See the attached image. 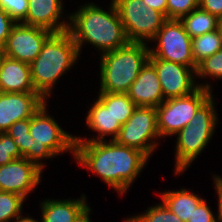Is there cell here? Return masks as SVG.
<instances>
[{"instance_id":"cell-35","label":"cell","mask_w":222,"mask_h":222,"mask_svg":"<svg viewBox=\"0 0 222 222\" xmlns=\"http://www.w3.org/2000/svg\"><path fill=\"white\" fill-rule=\"evenodd\" d=\"M147 6L163 13L167 18V0H143Z\"/></svg>"},{"instance_id":"cell-7","label":"cell","mask_w":222,"mask_h":222,"mask_svg":"<svg viewBox=\"0 0 222 222\" xmlns=\"http://www.w3.org/2000/svg\"><path fill=\"white\" fill-rule=\"evenodd\" d=\"M129 42L151 41L161 29L166 16L147 6L143 0H113Z\"/></svg>"},{"instance_id":"cell-14","label":"cell","mask_w":222,"mask_h":222,"mask_svg":"<svg viewBox=\"0 0 222 222\" xmlns=\"http://www.w3.org/2000/svg\"><path fill=\"white\" fill-rule=\"evenodd\" d=\"M45 102L37 92H0V133L17 121L31 118Z\"/></svg>"},{"instance_id":"cell-9","label":"cell","mask_w":222,"mask_h":222,"mask_svg":"<svg viewBox=\"0 0 222 222\" xmlns=\"http://www.w3.org/2000/svg\"><path fill=\"white\" fill-rule=\"evenodd\" d=\"M150 42H157L154 48L149 46V53L153 57L197 69L192 53V38L179 19H167Z\"/></svg>"},{"instance_id":"cell-29","label":"cell","mask_w":222,"mask_h":222,"mask_svg":"<svg viewBox=\"0 0 222 222\" xmlns=\"http://www.w3.org/2000/svg\"><path fill=\"white\" fill-rule=\"evenodd\" d=\"M22 158L19 148L6 132L0 133V166Z\"/></svg>"},{"instance_id":"cell-23","label":"cell","mask_w":222,"mask_h":222,"mask_svg":"<svg viewBox=\"0 0 222 222\" xmlns=\"http://www.w3.org/2000/svg\"><path fill=\"white\" fill-rule=\"evenodd\" d=\"M25 198L12 192L0 191V222H27L31 219L22 215ZM13 219H15L13 221Z\"/></svg>"},{"instance_id":"cell-10","label":"cell","mask_w":222,"mask_h":222,"mask_svg":"<svg viewBox=\"0 0 222 222\" xmlns=\"http://www.w3.org/2000/svg\"><path fill=\"white\" fill-rule=\"evenodd\" d=\"M158 138L160 139L156 108L137 106L128 121L121 125L115 141L137 149L149 158L159 145Z\"/></svg>"},{"instance_id":"cell-1","label":"cell","mask_w":222,"mask_h":222,"mask_svg":"<svg viewBox=\"0 0 222 222\" xmlns=\"http://www.w3.org/2000/svg\"><path fill=\"white\" fill-rule=\"evenodd\" d=\"M74 159L98 175L109 187L123 196L145 166L148 157L141 151L120 145L115 140L75 141Z\"/></svg>"},{"instance_id":"cell-2","label":"cell","mask_w":222,"mask_h":222,"mask_svg":"<svg viewBox=\"0 0 222 222\" xmlns=\"http://www.w3.org/2000/svg\"><path fill=\"white\" fill-rule=\"evenodd\" d=\"M109 5V10L105 11L95 3H83L69 14L68 32L77 45L79 55L85 43L95 46L102 55L129 42L113 0Z\"/></svg>"},{"instance_id":"cell-6","label":"cell","mask_w":222,"mask_h":222,"mask_svg":"<svg viewBox=\"0 0 222 222\" xmlns=\"http://www.w3.org/2000/svg\"><path fill=\"white\" fill-rule=\"evenodd\" d=\"M47 102L30 118L31 147L22 156L44 169L43 160L70 152L74 157L75 136L61 128L48 114ZM42 160V161H41Z\"/></svg>"},{"instance_id":"cell-38","label":"cell","mask_w":222,"mask_h":222,"mask_svg":"<svg viewBox=\"0 0 222 222\" xmlns=\"http://www.w3.org/2000/svg\"><path fill=\"white\" fill-rule=\"evenodd\" d=\"M218 30L222 36V16L218 18Z\"/></svg>"},{"instance_id":"cell-30","label":"cell","mask_w":222,"mask_h":222,"mask_svg":"<svg viewBox=\"0 0 222 222\" xmlns=\"http://www.w3.org/2000/svg\"><path fill=\"white\" fill-rule=\"evenodd\" d=\"M0 8L16 23H21L27 15L28 0H0Z\"/></svg>"},{"instance_id":"cell-17","label":"cell","mask_w":222,"mask_h":222,"mask_svg":"<svg viewBox=\"0 0 222 222\" xmlns=\"http://www.w3.org/2000/svg\"><path fill=\"white\" fill-rule=\"evenodd\" d=\"M80 199H45L41 204V219L40 222H75L78 220L90 207L87 203V198L84 194ZM34 222H39L31 218Z\"/></svg>"},{"instance_id":"cell-11","label":"cell","mask_w":222,"mask_h":222,"mask_svg":"<svg viewBox=\"0 0 222 222\" xmlns=\"http://www.w3.org/2000/svg\"><path fill=\"white\" fill-rule=\"evenodd\" d=\"M148 61L155 67L165 100L186 96L199 88L212 89L208 81L196 83V69L192 67L157 59L152 55H149Z\"/></svg>"},{"instance_id":"cell-26","label":"cell","mask_w":222,"mask_h":222,"mask_svg":"<svg viewBox=\"0 0 222 222\" xmlns=\"http://www.w3.org/2000/svg\"><path fill=\"white\" fill-rule=\"evenodd\" d=\"M6 133L13 138L21 156L31 147L33 138L30 134V118L15 122L9 127Z\"/></svg>"},{"instance_id":"cell-5","label":"cell","mask_w":222,"mask_h":222,"mask_svg":"<svg viewBox=\"0 0 222 222\" xmlns=\"http://www.w3.org/2000/svg\"><path fill=\"white\" fill-rule=\"evenodd\" d=\"M213 94L197 109L195 115L177 134L175 175L183 174L210 143L218 124Z\"/></svg>"},{"instance_id":"cell-13","label":"cell","mask_w":222,"mask_h":222,"mask_svg":"<svg viewBox=\"0 0 222 222\" xmlns=\"http://www.w3.org/2000/svg\"><path fill=\"white\" fill-rule=\"evenodd\" d=\"M42 172L35 163L23 157L1 165L0 191L16 193L26 199L42 180Z\"/></svg>"},{"instance_id":"cell-20","label":"cell","mask_w":222,"mask_h":222,"mask_svg":"<svg viewBox=\"0 0 222 222\" xmlns=\"http://www.w3.org/2000/svg\"><path fill=\"white\" fill-rule=\"evenodd\" d=\"M180 189L161 192L159 196L170 211L175 213L183 222H188V218H191L194 209L203 198L193 191H188L185 188Z\"/></svg>"},{"instance_id":"cell-25","label":"cell","mask_w":222,"mask_h":222,"mask_svg":"<svg viewBox=\"0 0 222 222\" xmlns=\"http://www.w3.org/2000/svg\"><path fill=\"white\" fill-rule=\"evenodd\" d=\"M132 222H183L163 202L150 206L145 212L130 216Z\"/></svg>"},{"instance_id":"cell-8","label":"cell","mask_w":222,"mask_h":222,"mask_svg":"<svg viewBox=\"0 0 222 222\" xmlns=\"http://www.w3.org/2000/svg\"><path fill=\"white\" fill-rule=\"evenodd\" d=\"M212 93V90L199 88L186 96L166 99L156 107L157 129L160 138L174 136L185 126H188L197 109Z\"/></svg>"},{"instance_id":"cell-4","label":"cell","mask_w":222,"mask_h":222,"mask_svg":"<svg viewBox=\"0 0 222 222\" xmlns=\"http://www.w3.org/2000/svg\"><path fill=\"white\" fill-rule=\"evenodd\" d=\"M146 43L128 42L114 51L100 55V90L107 93H128L142 67L149 60Z\"/></svg>"},{"instance_id":"cell-15","label":"cell","mask_w":222,"mask_h":222,"mask_svg":"<svg viewBox=\"0 0 222 222\" xmlns=\"http://www.w3.org/2000/svg\"><path fill=\"white\" fill-rule=\"evenodd\" d=\"M63 3V0H28L27 15L21 23L44 28L52 33L68 31L69 15L67 20L61 21V14L66 12L63 11Z\"/></svg>"},{"instance_id":"cell-39","label":"cell","mask_w":222,"mask_h":222,"mask_svg":"<svg viewBox=\"0 0 222 222\" xmlns=\"http://www.w3.org/2000/svg\"><path fill=\"white\" fill-rule=\"evenodd\" d=\"M214 177L222 184V177L219 175H214Z\"/></svg>"},{"instance_id":"cell-18","label":"cell","mask_w":222,"mask_h":222,"mask_svg":"<svg viewBox=\"0 0 222 222\" xmlns=\"http://www.w3.org/2000/svg\"><path fill=\"white\" fill-rule=\"evenodd\" d=\"M0 92H36L30 64L5 56L0 64Z\"/></svg>"},{"instance_id":"cell-22","label":"cell","mask_w":222,"mask_h":222,"mask_svg":"<svg viewBox=\"0 0 222 222\" xmlns=\"http://www.w3.org/2000/svg\"><path fill=\"white\" fill-rule=\"evenodd\" d=\"M97 99L110 111L115 120L121 125L125 124L137 107L128 93L99 92Z\"/></svg>"},{"instance_id":"cell-37","label":"cell","mask_w":222,"mask_h":222,"mask_svg":"<svg viewBox=\"0 0 222 222\" xmlns=\"http://www.w3.org/2000/svg\"><path fill=\"white\" fill-rule=\"evenodd\" d=\"M5 57V49H4V45L0 44V64L3 60V58Z\"/></svg>"},{"instance_id":"cell-27","label":"cell","mask_w":222,"mask_h":222,"mask_svg":"<svg viewBox=\"0 0 222 222\" xmlns=\"http://www.w3.org/2000/svg\"><path fill=\"white\" fill-rule=\"evenodd\" d=\"M196 77L222 79V50L215 52L197 65Z\"/></svg>"},{"instance_id":"cell-21","label":"cell","mask_w":222,"mask_h":222,"mask_svg":"<svg viewBox=\"0 0 222 222\" xmlns=\"http://www.w3.org/2000/svg\"><path fill=\"white\" fill-rule=\"evenodd\" d=\"M191 38L218 29V18L199 7L179 19Z\"/></svg>"},{"instance_id":"cell-31","label":"cell","mask_w":222,"mask_h":222,"mask_svg":"<svg viewBox=\"0 0 222 222\" xmlns=\"http://www.w3.org/2000/svg\"><path fill=\"white\" fill-rule=\"evenodd\" d=\"M188 222H217V216L213 214L211 207L203 199L194 209L191 218H188Z\"/></svg>"},{"instance_id":"cell-34","label":"cell","mask_w":222,"mask_h":222,"mask_svg":"<svg viewBox=\"0 0 222 222\" xmlns=\"http://www.w3.org/2000/svg\"><path fill=\"white\" fill-rule=\"evenodd\" d=\"M213 182L215 186V190L218 197V213L215 214L217 216V222H222V184L213 176Z\"/></svg>"},{"instance_id":"cell-3","label":"cell","mask_w":222,"mask_h":222,"mask_svg":"<svg viewBox=\"0 0 222 222\" xmlns=\"http://www.w3.org/2000/svg\"><path fill=\"white\" fill-rule=\"evenodd\" d=\"M79 57L77 45L68 31L53 33L43 44L38 56L30 63L35 91L45 100L50 98L58 79L74 67Z\"/></svg>"},{"instance_id":"cell-40","label":"cell","mask_w":222,"mask_h":222,"mask_svg":"<svg viewBox=\"0 0 222 222\" xmlns=\"http://www.w3.org/2000/svg\"><path fill=\"white\" fill-rule=\"evenodd\" d=\"M125 222H132L128 217L125 219Z\"/></svg>"},{"instance_id":"cell-33","label":"cell","mask_w":222,"mask_h":222,"mask_svg":"<svg viewBox=\"0 0 222 222\" xmlns=\"http://www.w3.org/2000/svg\"><path fill=\"white\" fill-rule=\"evenodd\" d=\"M198 7L217 18L222 16V0H199Z\"/></svg>"},{"instance_id":"cell-16","label":"cell","mask_w":222,"mask_h":222,"mask_svg":"<svg viewBox=\"0 0 222 222\" xmlns=\"http://www.w3.org/2000/svg\"><path fill=\"white\" fill-rule=\"evenodd\" d=\"M138 107H158L165 101L155 67L147 61L128 92Z\"/></svg>"},{"instance_id":"cell-32","label":"cell","mask_w":222,"mask_h":222,"mask_svg":"<svg viewBox=\"0 0 222 222\" xmlns=\"http://www.w3.org/2000/svg\"><path fill=\"white\" fill-rule=\"evenodd\" d=\"M16 22L0 8V44H6L7 38Z\"/></svg>"},{"instance_id":"cell-36","label":"cell","mask_w":222,"mask_h":222,"mask_svg":"<svg viewBox=\"0 0 222 222\" xmlns=\"http://www.w3.org/2000/svg\"><path fill=\"white\" fill-rule=\"evenodd\" d=\"M91 208H89L78 220L75 222H92L90 219V214H91Z\"/></svg>"},{"instance_id":"cell-19","label":"cell","mask_w":222,"mask_h":222,"mask_svg":"<svg viewBox=\"0 0 222 222\" xmlns=\"http://www.w3.org/2000/svg\"><path fill=\"white\" fill-rule=\"evenodd\" d=\"M86 114L87 128L98 133V136L92 138H82L75 136V141H105V137H111L110 140H115L121 129V124L114 119L110 108H106L97 98Z\"/></svg>"},{"instance_id":"cell-12","label":"cell","mask_w":222,"mask_h":222,"mask_svg":"<svg viewBox=\"0 0 222 222\" xmlns=\"http://www.w3.org/2000/svg\"><path fill=\"white\" fill-rule=\"evenodd\" d=\"M52 34L44 28L16 23L4 46L5 56L30 64Z\"/></svg>"},{"instance_id":"cell-28","label":"cell","mask_w":222,"mask_h":222,"mask_svg":"<svg viewBox=\"0 0 222 222\" xmlns=\"http://www.w3.org/2000/svg\"><path fill=\"white\" fill-rule=\"evenodd\" d=\"M198 6L199 0H167V19H180Z\"/></svg>"},{"instance_id":"cell-24","label":"cell","mask_w":222,"mask_h":222,"mask_svg":"<svg viewBox=\"0 0 222 222\" xmlns=\"http://www.w3.org/2000/svg\"><path fill=\"white\" fill-rule=\"evenodd\" d=\"M191 43L196 65L205 58L212 56L215 52L222 50V36L218 29L192 38Z\"/></svg>"}]
</instances>
